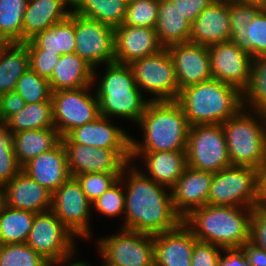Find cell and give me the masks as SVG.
Returning <instances> with one entry per match:
<instances>
[{"label":"cell","instance_id":"cell-21","mask_svg":"<svg viewBox=\"0 0 266 266\" xmlns=\"http://www.w3.org/2000/svg\"><path fill=\"white\" fill-rule=\"evenodd\" d=\"M153 241L154 266H191L198 240L183 222L172 230L153 235Z\"/></svg>","mask_w":266,"mask_h":266},{"label":"cell","instance_id":"cell-8","mask_svg":"<svg viewBox=\"0 0 266 266\" xmlns=\"http://www.w3.org/2000/svg\"><path fill=\"white\" fill-rule=\"evenodd\" d=\"M141 92L153 95L149 101H175L179 86L173 61L167 48L129 64Z\"/></svg>","mask_w":266,"mask_h":266},{"label":"cell","instance_id":"cell-7","mask_svg":"<svg viewBox=\"0 0 266 266\" xmlns=\"http://www.w3.org/2000/svg\"><path fill=\"white\" fill-rule=\"evenodd\" d=\"M208 204L258 207L257 169L230 166L215 172L211 182Z\"/></svg>","mask_w":266,"mask_h":266},{"label":"cell","instance_id":"cell-48","mask_svg":"<svg viewBox=\"0 0 266 266\" xmlns=\"http://www.w3.org/2000/svg\"><path fill=\"white\" fill-rule=\"evenodd\" d=\"M59 42L62 55L75 53V20L70 15L59 22Z\"/></svg>","mask_w":266,"mask_h":266},{"label":"cell","instance_id":"cell-35","mask_svg":"<svg viewBox=\"0 0 266 266\" xmlns=\"http://www.w3.org/2000/svg\"><path fill=\"white\" fill-rule=\"evenodd\" d=\"M242 107L266 112V55L252 60L249 83L242 92Z\"/></svg>","mask_w":266,"mask_h":266},{"label":"cell","instance_id":"cell-43","mask_svg":"<svg viewBox=\"0 0 266 266\" xmlns=\"http://www.w3.org/2000/svg\"><path fill=\"white\" fill-rule=\"evenodd\" d=\"M25 43L29 53L30 69L48 79L60 56L56 53H45V50L39 49L31 40H27Z\"/></svg>","mask_w":266,"mask_h":266},{"label":"cell","instance_id":"cell-45","mask_svg":"<svg viewBox=\"0 0 266 266\" xmlns=\"http://www.w3.org/2000/svg\"><path fill=\"white\" fill-rule=\"evenodd\" d=\"M222 250L218 245L198 240L193 248L191 266H218Z\"/></svg>","mask_w":266,"mask_h":266},{"label":"cell","instance_id":"cell-19","mask_svg":"<svg viewBox=\"0 0 266 266\" xmlns=\"http://www.w3.org/2000/svg\"><path fill=\"white\" fill-rule=\"evenodd\" d=\"M214 173L186 166L182 176L171 188L173 207L183 219L192 210L208 204Z\"/></svg>","mask_w":266,"mask_h":266},{"label":"cell","instance_id":"cell-1","mask_svg":"<svg viewBox=\"0 0 266 266\" xmlns=\"http://www.w3.org/2000/svg\"><path fill=\"white\" fill-rule=\"evenodd\" d=\"M139 168L130 162L119 178L125 192L121 228L151 235L176 228L182 218L173 207L171 189L146 177Z\"/></svg>","mask_w":266,"mask_h":266},{"label":"cell","instance_id":"cell-50","mask_svg":"<svg viewBox=\"0 0 266 266\" xmlns=\"http://www.w3.org/2000/svg\"><path fill=\"white\" fill-rule=\"evenodd\" d=\"M216 0H171L178 6L184 17H187L192 23L198 15Z\"/></svg>","mask_w":266,"mask_h":266},{"label":"cell","instance_id":"cell-47","mask_svg":"<svg viewBox=\"0 0 266 266\" xmlns=\"http://www.w3.org/2000/svg\"><path fill=\"white\" fill-rule=\"evenodd\" d=\"M251 242L266 251V209L254 208L251 218Z\"/></svg>","mask_w":266,"mask_h":266},{"label":"cell","instance_id":"cell-23","mask_svg":"<svg viewBox=\"0 0 266 266\" xmlns=\"http://www.w3.org/2000/svg\"><path fill=\"white\" fill-rule=\"evenodd\" d=\"M6 206L40 213L51 210L52 193L31 179L23 170L2 187Z\"/></svg>","mask_w":266,"mask_h":266},{"label":"cell","instance_id":"cell-49","mask_svg":"<svg viewBox=\"0 0 266 266\" xmlns=\"http://www.w3.org/2000/svg\"><path fill=\"white\" fill-rule=\"evenodd\" d=\"M24 99L15 91L0 95V119L4 124L25 106Z\"/></svg>","mask_w":266,"mask_h":266},{"label":"cell","instance_id":"cell-4","mask_svg":"<svg viewBox=\"0 0 266 266\" xmlns=\"http://www.w3.org/2000/svg\"><path fill=\"white\" fill-rule=\"evenodd\" d=\"M105 66L106 72L100 80L96 68L93 69L92 85L93 89L97 87L93 91L99 102L100 115L110 119L124 118L137 124L149 100L136 85L129 65L113 62Z\"/></svg>","mask_w":266,"mask_h":266},{"label":"cell","instance_id":"cell-29","mask_svg":"<svg viewBox=\"0 0 266 266\" xmlns=\"http://www.w3.org/2000/svg\"><path fill=\"white\" fill-rule=\"evenodd\" d=\"M17 161L21 167L43 152L54 148L61 136L55 128L24 130L11 135Z\"/></svg>","mask_w":266,"mask_h":266},{"label":"cell","instance_id":"cell-34","mask_svg":"<svg viewBox=\"0 0 266 266\" xmlns=\"http://www.w3.org/2000/svg\"><path fill=\"white\" fill-rule=\"evenodd\" d=\"M230 40L253 58L266 55V8H262L242 31H231Z\"/></svg>","mask_w":266,"mask_h":266},{"label":"cell","instance_id":"cell-12","mask_svg":"<svg viewBox=\"0 0 266 266\" xmlns=\"http://www.w3.org/2000/svg\"><path fill=\"white\" fill-rule=\"evenodd\" d=\"M75 238L54 212L47 210L35 214L25 243L51 263L76 255Z\"/></svg>","mask_w":266,"mask_h":266},{"label":"cell","instance_id":"cell-57","mask_svg":"<svg viewBox=\"0 0 266 266\" xmlns=\"http://www.w3.org/2000/svg\"><path fill=\"white\" fill-rule=\"evenodd\" d=\"M3 202V197H2V186H0V206Z\"/></svg>","mask_w":266,"mask_h":266},{"label":"cell","instance_id":"cell-30","mask_svg":"<svg viewBox=\"0 0 266 266\" xmlns=\"http://www.w3.org/2000/svg\"><path fill=\"white\" fill-rule=\"evenodd\" d=\"M29 68L26 43H6L0 52V95L14 91L18 79Z\"/></svg>","mask_w":266,"mask_h":266},{"label":"cell","instance_id":"cell-54","mask_svg":"<svg viewBox=\"0 0 266 266\" xmlns=\"http://www.w3.org/2000/svg\"><path fill=\"white\" fill-rule=\"evenodd\" d=\"M74 258H77L75 255L63 259V260H59V261H55V262H51L49 266H92L91 264H89L87 261H73ZM73 259V260H72Z\"/></svg>","mask_w":266,"mask_h":266},{"label":"cell","instance_id":"cell-22","mask_svg":"<svg viewBox=\"0 0 266 266\" xmlns=\"http://www.w3.org/2000/svg\"><path fill=\"white\" fill-rule=\"evenodd\" d=\"M230 38L229 0H216L192 23L189 42L209 47Z\"/></svg>","mask_w":266,"mask_h":266},{"label":"cell","instance_id":"cell-52","mask_svg":"<svg viewBox=\"0 0 266 266\" xmlns=\"http://www.w3.org/2000/svg\"><path fill=\"white\" fill-rule=\"evenodd\" d=\"M241 249L249 260L250 266H266V251L253 242H246Z\"/></svg>","mask_w":266,"mask_h":266},{"label":"cell","instance_id":"cell-26","mask_svg":"<svg viewBox=\"0 0 266 266\" xmlns=\"http://www.w3.org/2000/svg\"><path fill=\"white\" fill-rule=\"evenodd\" d=\"M71 7V0H28L23 16L22 42L67 18Z\"/></svg>","mask_w":266,"mask_h":266},{"label":"cell","instance_id":"cell-10","mask_svg":"<svg viewBox=\"0 0 266 266\" xmlns=\"http://www.w3.org/2000/svg\"><path fill=\"white\" fill-rule=\"evenodd\" d=\"M97 242L102 260L112 266H154L153 235L121 228Z\"/></svg>","mask_w":266,"mask_h":266},{"label":"cell","instance_id":"cell-31","mask_svg":"<svg viewBox=\"0 0 266 266\" xmlns=\"http://www.w3.org/2000/svg\"><path fill=\"white\" fill-rule=\"evenodd\" d=\"M72 12L115 29L123 24L128 0H71Z\"/></svg>","mask_w":266,"mask_h":266},{"label":"cell","instance_id":"cell-15","mask_svg":"<svg viewBox=\"0 0 266 266\" xmlns=\"http://www.w3.org/2000/svg\"><path fill=\"white\" fill-rule=\"evenodd\" d=\"M72 177L86 173L122 174L131 162V149H104L63 143Z\"/></svg>","mask_w":266,"mask_h":266},{"label":"cell","instance_id":"cell-16","mask_svg":"<svg viewBox=\"0 0 266 266\" xmlns=\"http://www.w3.org/2000/svg\"><path fill=\"white\" fill-rule=\"evenodd\" d=\"M207 48L212 77L243 92L249 83L253 57L231 40Z\"/></svg>","mask_w":266,"mask_h":266},{"label":"cell","instance_id":"cell-36","mask_svg":"<svg viewBox=\"0 0 266 266\" xmlns=\"http://www.w3.org/2000/svg\"><path fill=\"white\" fill-rule=\"evenodd\" d=\"M28 0H0V38L22 42L23 16Z\"/></svg>","mask_w":266,"mask_h":266},{"label":"cell","instance_id":"cell-39","mask_svg":"<svg viewBox=\"0 0 266 266\" xmlns=\"http://www.w3.org/2000/svg\"><path fill=\"white\" fill-rule=\"evenodd\" d=\"M159 0H128L123 24L134 27L155 28Z\"/></svg>","mask_w":266,"mask_h":266},{"label":"cell","instance_id":"cell-2","mask_svg":"<svg viewBox=\"0 0 266 266\" xmlns=\"http://www.w3.org/2000/svg\"><path fill=\"white\" fill-rule=\"evenodd\" d=\"M254 208L207 204L192 210L182 222L197 240L223 249L241 248L251 240Z\"/></svg>","mask_w":266,"mask_h":266},{"label":"cell","instance_id":"cell-11","mask_svg":"<svg viewBox=\"0 0 266 266\" xmlns=\"http://www.w3.org/2000/svg\"><path fill=\"white\" fill-rule=\"evenodd\" d=\"M92 87L52 91L53 122L61 138L74 128L101 116L99 102L95 91H91Z\"/></svg>","mask_w":266,"mask_h":266},{"label":"cell","instance_id":"cell-46","mask_svg":"<svg viewBox=\"0 0 266 266\" xmlns=\"http://www.w3.org/2000/svg\"><path fill=\"white\" fill-rule=\"evenodd\" d=\"M39 49L45 50V53H56L62 56L59 42V22L49 25L47 29L37 33L30 39Z\"/></svg>","mask_w":266,"mask_h":266},{"label":"cell","instance_id":"cell-24","mask_svg":"<svg viewBox=\"0 0 266 266\" xmlns=\"http://www.w3.org/2000/svg\"><path fill=\"white\" fill-rule=\"evenodd\" d=\"M22 170L51 193L72 177L62 141L51 150L34 157Z\"/></svg>","mask_w":266,"mask_h":266},{"label":"cell","instance_id":"cell-28","mask_svg":"<svg viewBox=\"0 0 266 266\" xmlns=\"http://www.w3.org/2000/svg\"><path fill=\"white\" fill-rule=\"evenodd\" d=\"M192 22L171 0H159L156 34L164 48L190 40Z\"/></svg>","mask_w":266,"mask_h":266},{"label":"cell","instance_id":"cell-18","mask_svg":"<svg viewBox=\"0 0 266 266\" xmlns=\"http://www.w3.org/2000/svg\"><path fill=\"white\" fill-rule=\"evenodd\" d=\"M112 119L99 116L92 122L71 130L62 143L89 145L104 149H131V137L125 129L113 124ZM113 125H112V124Z\"/></svg>","mask_w":266,"mask_h":266},{"label":"cell","instance_id":"cell-40","mask_svg":"<svg viewBox=\"0 0 266 266\" xmlns=\"http://www.w3.org/2000/svg\"><path fill=\"white\" fill-rule=\"evenodd\" d=\"M22 170L15 156L11 134L0 127V186H4Z\"/></svg>","mask_w":266,"mask_h":266},{"label":"cell","instance_id":"cell-42","mask_svg":"<svg viewBox=\"0 0 266 266\" xmlns=\"http://www.w3.org/2000/svg\"><path fill=\"white\" fill-rule=\"evenodd\" d=\"M120 175L121 174L86 173L76 175L75 178L80 183L87 199L93 203L119 180Z\"/></svg>","mask_w":266,"mask_h":266},{"label":"cell","instance_id":"cell-20","mask_svg":"<svg viewBox=\"0 0 266 266\" xmlns=\"http://www.w3.org/2000/svg\"><path fill=\"white\" fill-rule=\"evenodd\" d=\"M114 34L116 63L129 65L134 60L156 54L164 49L155 28L122 24L114 29Z\"/></svg>","mask_w":266,"mask_h":266},{"label":"cell","instance_id":"cell-56","mask_svg":"<svg viewBox=\"0 0 266 266\" xmlns=\"http://www.w3.org/2000/svg\"><path fill=\"white\" fill-rule=\"evenodd\" d=\"M6 43L7 42L4 39L0 38V52H1V49L5 46Z\"/></svg>","mask_w":266,"mask_h":266},{"label":"cell","instance_id":"cell-37","mask_svg":"<svg viewBox=\"0 0 266 266\" xmlns=\"http://www.w3.org/2000/svg\"><path fill=\"white\" fill-rule=\"evenodd\" d=\"M25 104L52 102V90L48 79L39 76L30 68L18 79L14 90Z\"/></svg>","mask_w":266,"mask_h":266},{"label":"cell","instance_id":"cell-14","mask_svg":"<svg viewBox=\"0 0 266 266\" xmlns=\"http://www.w3.org/2000/svg\"><path fill=\"white\" fill-rule=\"evenodd\" d=\"M70 16L75 20V54L93 69L115 62L114 29L73 12Z\"/></svg>","mask_w":266,"mask_h":266},{"label":"cell","instance_id":"cell-9","mask_svg":"<svg viewBox=\"0 0 266 266\" xmlns=\"http://www.w3.org/2000/svg\"><path fill=\"white\" fill-rule=\"evenodd\" d=\"M186 158L187 166L213 173L232 166L222 125L190 126Z\"/></svg>","mask_w":266,"mask_h":266},{"label":"cell","instance_id":"cell-6","mask_svg":"<svg viewBox=\"0 0 266 266\" xmlns=\"http://www.w3.org/2000/svg\"><path fill=\"white\" fill-rule=\"evenodd\" d=\"M222 128L232 166L258 169L266 162V112L242 107Z\"/></svg>","mask_w":266,"mask_h":266},{"label":"cell","instance_id":"cell-5","mask_svg":"<svg viewBox=\"0 0 266 266\" xmlns=\"http://www.w3.org/2000/svg\"><path fill=\"white\" fill-rule=\"evenodd\" d=\"M176 101L190 126L222 125L242 108V92L212 78L182 89Z\"/></svg>","mask_w":266,"mask_h":266},{"label":"cell","instance_id":"cell-17","mask_svg":"<svg viewBox=\"0 0 266 266\" xmlns=\"http://www.w3.org/2000/svg\"><path fill=\"white\" fill-rule=\"evenodd\" d=\"M173 61L182 89L212 79L208 48L191 42L172 44L166 47Z\"/></svg>","mask_w":266,"mask_h":266},{"label":"cell","instance_id":"cell-38","mask_svg":"<svg viewBox=\"0 0 266 266\" xmlns=\"http://www.w3.org/2000/svg\"><path fill=\"white\" fill-rule=\"evenodd\" d=\"M42 255L26 243L0 244V266H49Z\"/></svg>","mask_w":266,"mask_h":266},{"label":"cell","instance_id":"cell-13","mask_svg":"<svg viewBox=\"0 0 266 266\" xmlns=\"http://www.w3.org/2000/svg\"><path fill=\"white\" fill-rule=\"evenodd\" d=\"M51 210L75 237L91 239L92 203L75 177L52 193Z\"/></svg>","mask_w":266,"mask_h":266},{"label":"cell","instance_id":"cell-58","mask_svg":"<svg viewBox=\"0 0 266 266\" xmlns=\"http://www.w3.org/2000/svg\"><path fill=\"white\" fill-rule=\"evenodd\" d=\"M102 263H103V264H102L101 266H112V265L106 263L104 260L102 261Z\"/></svg>","mask_w":266,"mask_h":266},{"label":"cell","instance_id":"cell-51","mask_svg":"<svg viewBox=\"0 0 266 266\" xmlns=\"http://www.w3.org/2000/svg\"><path fill=\"white\" fill-rule=\"evenodd\" d=\"M218 266H250V263L241 248H230L222 250Z\"/></svg>","mask_w":266,"mask_h":266},{"label":"cell","instance_id":"cell-55","mask_svg":"<svg viewBox=\"0 0 266 266\" xmlns=\"http://www.w3.org/2000/svg\"><path fill=\"white\" fill-rule=\"evenodd\" d=\"M237 3H245L250 5H256L261 8H266V0H229Z\"/></svg>","mask_w":266,"mask_h":266},{"label":"cell","instance_id":"cell-53","mask_svg":"<svg viewBox=\"0 0 266 266\" xmlns=\"http://www.w3.org/2000/svg\"><path fill=\"white\" fill-rule=\"evenodd\" d=\"M258 207L266 209V162L257 169Z\"/></svg>","mask_w":266,"mask_h":266},{"label":"cell","instance_id":"cell-3","mask_svg":"<svg viewBox=\"0 0 266 266\" xmlns=\"http://www.w3.org/2000/svg\"><path fill=\"white\" fill-rule=\"evenodd\" d=\"M137 125L143 141L131 136V152L186 151L190 124L175 101H149Z\"/></svg>","mask_w":266,"mask_h":266},{"label":"cell","instance_id":"cell-44","mask_svg":"<svg viewBox=\"0 0 266 266\" xmlns=\"http://www.w3.org/2000/svg\"><path fill=\"white\" fill-rule=\"evenodd\" d=\"M261 9L256 5L229 1L231 31H242Z\"/></svg>","mask_w":266,"mask_h":266},{"label":"cell","instance_id":"cell-41","mask_svg":"<svg viewBox=\"0 0 266 266\" xmlns=\"http://www.w3.org/2000/svg\"><path fill=\"white\" fill-rule=\"evenodd\" d=\"M123 182L119 179L111 188L105 191L92 208L105 217H117L125 213V192Z\"/></svg>","mask_w":266,"mask_h":266},{"label":"cell","instance_id":"cell-25","mask_svg":"<svg viewBox=\"0 0 266 266\" xmlns=\"http://www.w3.org/2000/svg\"><path fill=\"white\" fill-rule=\"evenodd\" d=\"M142 158L143 170L146 177L151 178L157 184L172 188L182 176L186 166V151L166 152H131V163L134 159ZM147 172H145V170Z\"/></svg>","mask_w":266,"mask_h":266},{"label":"cell","instance_id":"cell-27","mask_svg":"<svg viewBox=\"0 0 266 266\" xmlns=\"http://www.w3.org/2000/svg\"><path fill=\"white\" fill-rule=\"evenodd\" d=\"M93 68L77 54H64L48 78L52 91L93 86Z\"/></svg>","mask_w":266,"mask_h":266},{"label":"cell","instance_id":"cell-32","mask_svg":"<svg viewBox=\"0 0 266 266\" xmlns=\"http://www.w3.org/2000/svg\"><path fill=\"white\" fill-rule=\"evenodd\" d=\"M4 126L11 135L24 130L55 128L52 102L26 104Z\"/></svg>","mask_w":266,"mask_h":266},{"label":"cell","instance_id":"cell-33","mask_svg":"<svg viewBox=\"0 0 266 266\" xmlns=\"http://www.w3.org/2000/svg\"><path fill=\"white\" fill-rule=\"evenodd\" d=\"M35 213L0 206V244L25 243L32 228Z\"/></svg>","mask_w":266,"mask_h":266}]
</instances>
